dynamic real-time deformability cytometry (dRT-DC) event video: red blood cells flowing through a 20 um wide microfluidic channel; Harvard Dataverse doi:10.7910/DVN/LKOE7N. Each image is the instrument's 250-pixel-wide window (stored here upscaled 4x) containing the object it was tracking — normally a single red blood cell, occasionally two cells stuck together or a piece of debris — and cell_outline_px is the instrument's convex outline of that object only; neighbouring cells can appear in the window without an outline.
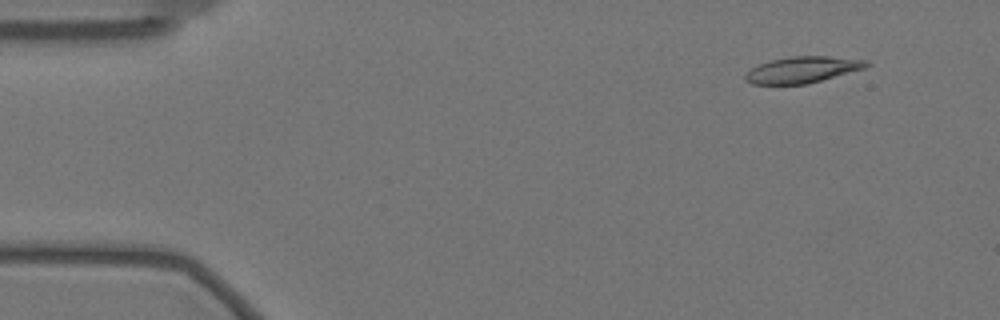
{"species": "Egyptian fruit bat (a non-hibernating species)", "species_latin": "Rousettus aegyptiacus", "temperature_condition": "warm", "stored_images_in_passage": 16, "camera_frame_rate_fps": 3000, "um_per_image_px": 0.085, "animal": {"sex": "female"}, "frame": {"image": 1, "passage_image": 5, "time_ms": 1.333, "image_size_px": [1000, 320], "cell_outline_px": [[872, 64], [864, 68], [808, 84], [752, 84], [744, 80], [744, 76], [752, 68], [760, 64], [772, 60], [792, 56], [828, 56], [868, 60]], "centroid_in_image_um": [68.23, 5.92], "position_along_channel_um": 16.8, "area_um2": 18.44}}